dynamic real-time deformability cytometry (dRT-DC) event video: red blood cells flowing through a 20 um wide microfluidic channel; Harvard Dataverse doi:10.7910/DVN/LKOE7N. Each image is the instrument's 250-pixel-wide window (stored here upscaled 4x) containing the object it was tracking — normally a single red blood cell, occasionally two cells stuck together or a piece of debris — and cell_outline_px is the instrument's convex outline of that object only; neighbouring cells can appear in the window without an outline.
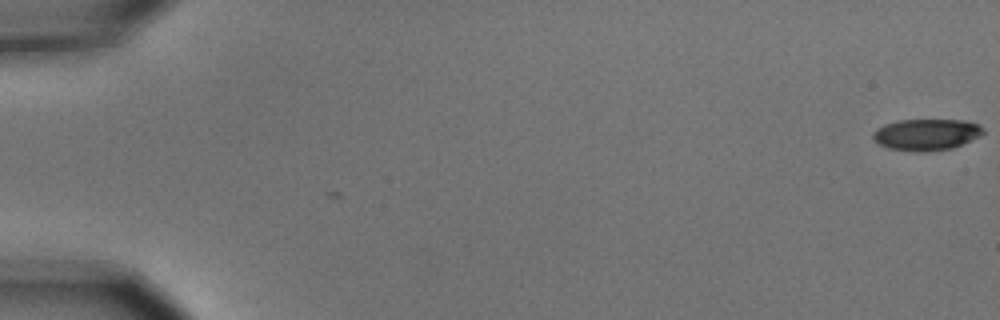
{"species": "common noctule bat (a hibernating species)", "species_latin": "Nyctalus noctula", "temperature_condition": "cold", "stored_images_in_passage": 7, "camera_frame_rate_fps": 3000, "um_per_image_px": 0.085, "animal": {"sex": "male", "body_mass_g": 15.6}, "frame": {"image": 1, "passage_image": 1, "time_ms": 0.0, "image_size_px": [1000, 320], "cell_outline_px": [[984, 132], [980, 136], [952, 148], [924, 152], [916, 152], [888, 148], [880, 144], [872, 136], [872, 132], [876, 128], [884, 124], [900, 120], [964, 120], [980, 124], [984, 128]], "centroid_in_image_um": [78.75, 11.43], "position_along_channel_um": 6.3, "area_um2": 20.23}}
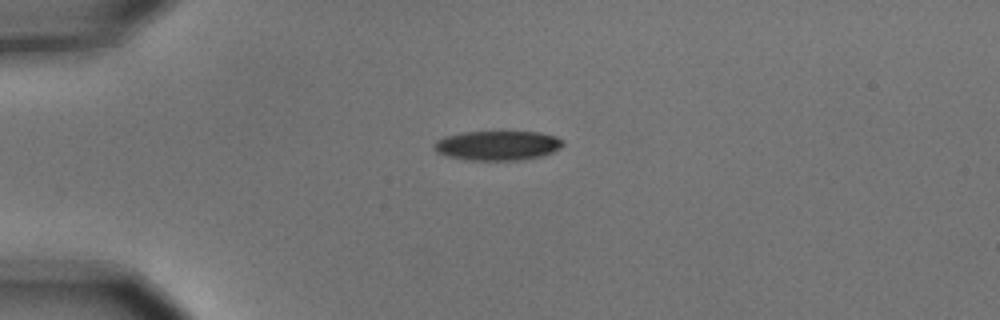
{"frame": {"image": 2, "passage_image": 5, "time_ms": 1.333, "image_size_px": [1000, 320], "cell_outline_px": [[564, 144], [560, 148], [552, 152], [540, 156], [520, 160], [468, 160], [448, 156], [436, 152], [432, 144], [436, 140], [444, 136], [460, 132], [540, 132], [556, 136], [564, 140]], "centroid_in_image_um": [42.27, 12.36], "position_along_channel_um": 42.7, "area_um2": 22.31}}
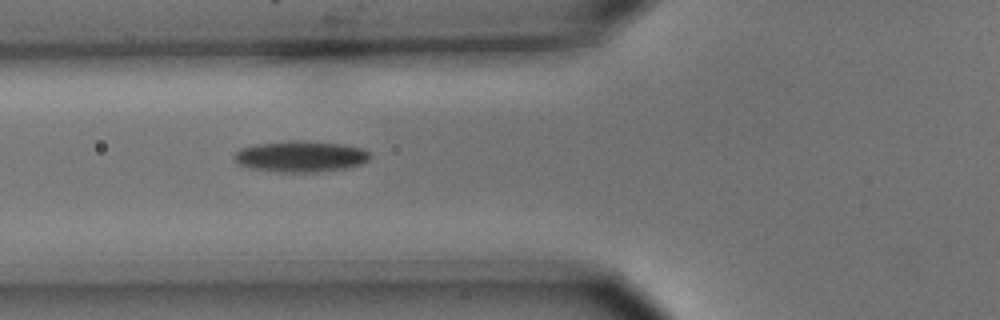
{"frame": {"image": 3, "passage_image": 7, "time_ms": 2.0, "image_size_px": [1000, 320], "cell_outline_px": [[372, 156], [368, 160], [360, 164], [348, 168], [320, 172], [276, 172], [248, 168], [240, 164], [232, 156], [240, 148], [252, 144], [288, 140], [296, 140], [344, 144], [364, 148]], "centroid_in_image_um": [25.55, 13.29], "position_along_channel_um": 100.3, "area_um2": 25.03}}